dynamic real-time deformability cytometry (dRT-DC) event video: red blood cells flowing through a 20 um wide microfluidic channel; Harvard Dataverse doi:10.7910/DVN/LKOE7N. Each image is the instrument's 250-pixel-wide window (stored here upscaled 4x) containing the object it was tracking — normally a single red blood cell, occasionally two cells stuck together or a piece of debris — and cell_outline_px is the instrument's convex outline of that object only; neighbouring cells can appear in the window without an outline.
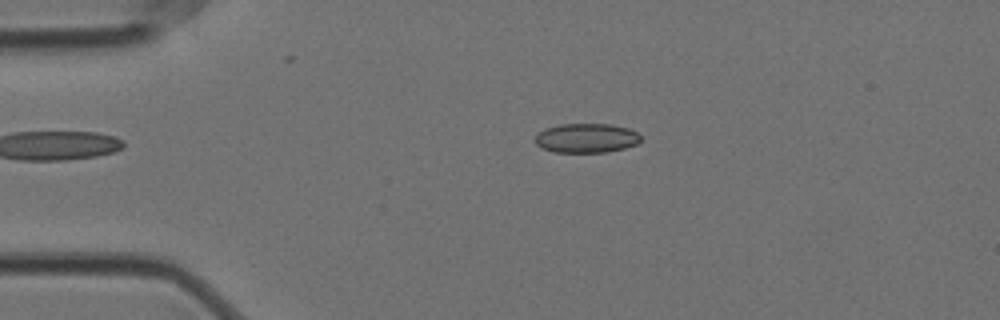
{"species": "Egyptian fruit bat (a non-hibernating species)", "species_latin": "Rousettus aegyptiacus", "temperature_condition": "cold", "stored_images_in_passage": 56, "camera_frame_rate_fps": 3000, "um_per_image_px": 0.085, "animal": {"sex": "female"}, "frame": {"image": 1, "passage_image": 11, "time_ms": 3.333, "image_size_px": [1000, 320], "cell_outline_px": [[640, 140], [636, 144], [624, 148], [608, 152], [552, 152], [540, 148], [532, 140], [544, 128], [560, 124], [612, 124], [628, 128], [636, 132], [640, 136]], "centroid_in_image_um": [49.79, 11.74], "position_along_channel_um": 35.2, "area_um2": 18.21}}
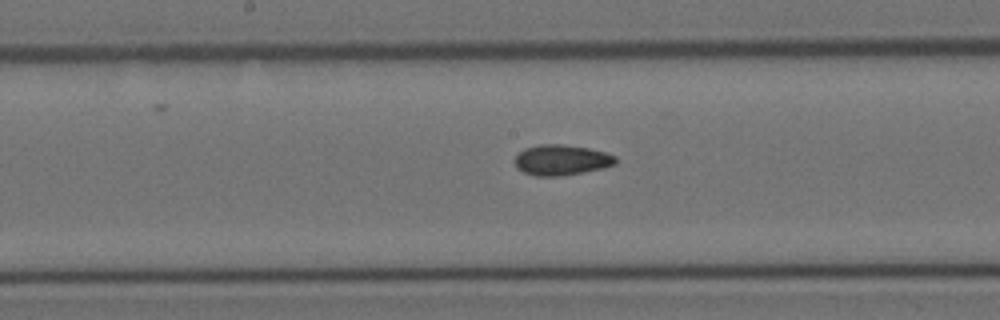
{"frame": {"image": 2, "passage_image": 28, "time_ms": 9.0, "image_size_px": [1000, 320], "cell_outline_px": [[616, 164], [604, 168], [560, 176], [536, 176], [524, 172], [516, 168], [512, 160], [524, 148], [540, 144], [560, 144], [588, 148], [604, 152], [616, 156]], "centroid_in_image_um": [47.69, 13.6], "position_along_channel_um": 200.5, "area_um2": 17.98}}
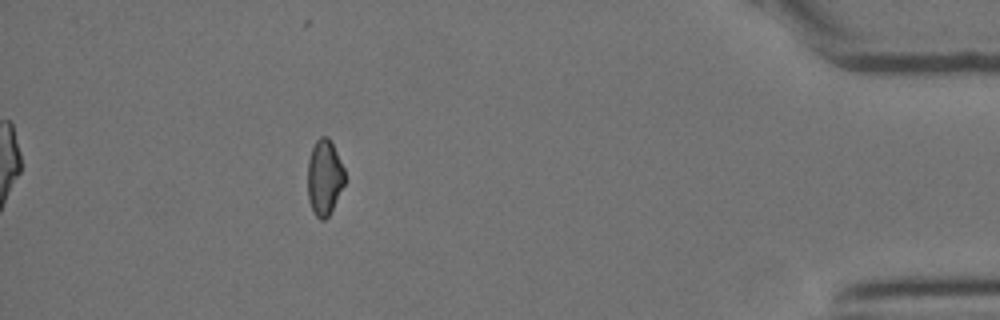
{"frame": {"image": 3, "passage_image": 50, "time_ms": 16.333, "image_size_px": [1000, 320], "cell_outline_px": [[344, 184], [328, 216], [324, 220], [320, 220], [312, 212], [308, 200], [308, 160], [312, 148], [316, 140], [320, 136], [328, 136], [344, 168]], "centroid_in_image_um": [27.55, 15.09], "position_along_channel_um": 407.7, "area_um2": 16.18}, "authors_computed_cell_mechanics": {"area_um2": 17.4556, "velocity_mm_per_s": 3.5462, "shape_relaxation_time_tau1_ms": null, "shape_relaxation_time_tau2_ms": 3.6414, "deformation_change_tau1": null, "deformation_change_tau2": 0.0789}}